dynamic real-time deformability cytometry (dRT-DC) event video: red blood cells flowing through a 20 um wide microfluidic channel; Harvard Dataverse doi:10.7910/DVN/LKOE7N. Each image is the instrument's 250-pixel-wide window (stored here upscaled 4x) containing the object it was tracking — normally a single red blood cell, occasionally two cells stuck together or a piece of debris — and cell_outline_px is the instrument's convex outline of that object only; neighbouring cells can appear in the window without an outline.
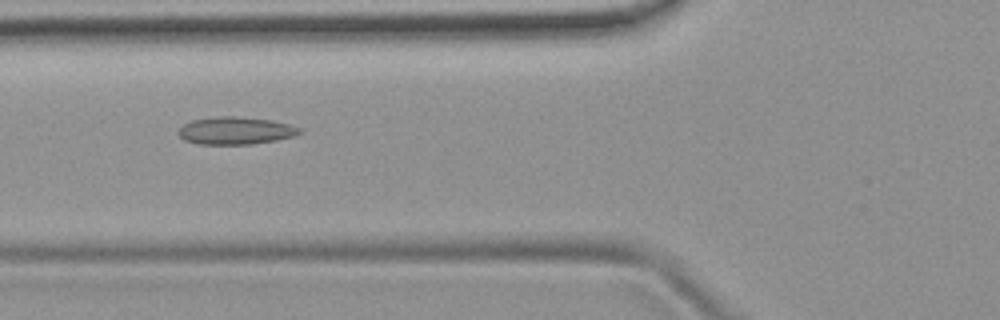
{"species": "common noctule bat (a hibernating species)", "species_latin": "Nyctalus noctula", "temperature_condition": "room temperature", "stored_images_in_passage": 5, "camera_frame_rate_fps": 3000, "um_per_image_px": 0.085, "animal": {"sex": "female", "body_mass_g": 19.9}, "frame": {"image": 1, "passage_image": 3, "time_ms": 2.333, "image_size_px": [1000, 320], "cell_outline_px": [[304, 132], [296, 136], [276, 140], [252, 144], [200, 144], [184, 140], [176, 132], [184, 124], [192, 120], [216, 116], [240, 116], [272, 120], [288, 124], [300, 128]], "centroid_in_image_um": [20.04, 11.1], "position_along_channel_um": 105.8, "area_um2": 19.59}}
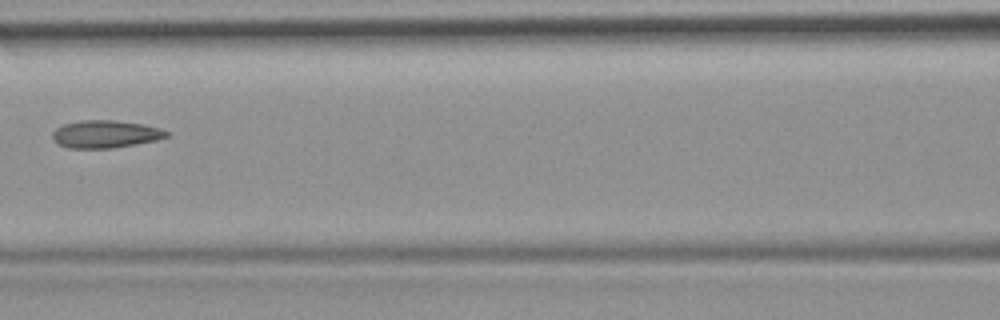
{"frame": {"image": 2, "passage_image": 4, "time_ms": 3.667, "image_size_px": [1000, 320], "cell_outline_px": [[172, 132], [168, 136], [156, 140], [112, 148], [68, 148], [60, 144], [52, 136], [52, 132], [56, 128], [64, 124], [80, 120], [116, 120], [140, 124], [160, 128]], "centroid_in_image_um": [8.98, 11.39], "position_along_channel_um": 157.6, "area_um2": 18.21}}
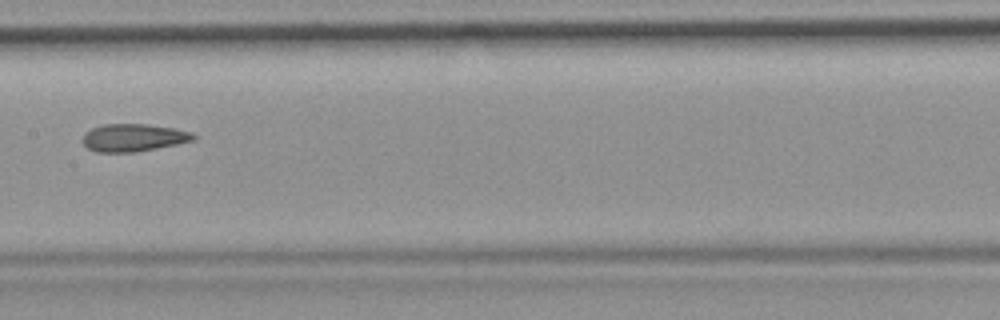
{"frame": {"image": 3, "passage_image": 5, "time_ms": 4.667, "image_size_px": [1000, 320], "cell_outline_px": [[196, 140], [136, 152], [96, 152], [88, 148], [84, 144], [84, 132], [92, 128], [104, 124], [148, 124], [172, 128], [192, 132], [196, 136]], "centroid_in_image_um": [11.35, 11.7], "position_along_channel_um": 196.0, "area_um2": 17.74}}